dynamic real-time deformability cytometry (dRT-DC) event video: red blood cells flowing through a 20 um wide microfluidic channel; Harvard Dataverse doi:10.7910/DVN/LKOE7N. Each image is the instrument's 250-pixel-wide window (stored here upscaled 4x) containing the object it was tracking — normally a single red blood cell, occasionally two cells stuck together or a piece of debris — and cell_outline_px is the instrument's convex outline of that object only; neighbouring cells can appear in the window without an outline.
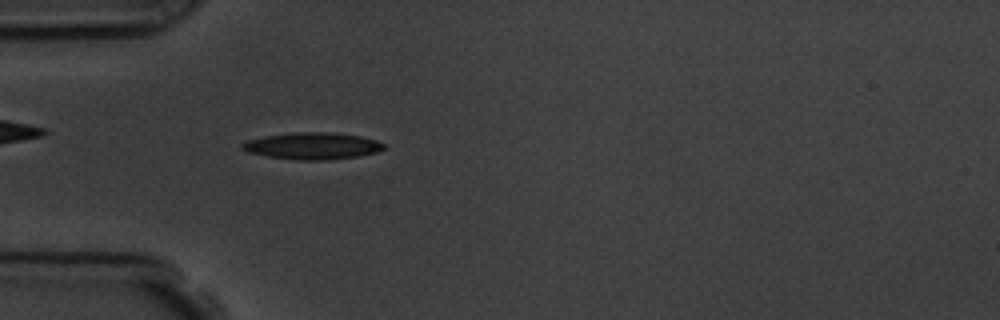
{"species": "common noctule bat (a hibernating species)", "species_latin": "Nyctalus noctula", "temperature_condition": "room temperature", "stored_images_in_passage": 3, "camera_frame_rate_fps": 3000, "um_per_image_px": 0.085, "animal": {"sex": "male", "body_mass_g": 19.5, "forearm_length_mm": 54.6}, "frame": {"image": 1, "passage_image": 3, "time_ms": 2.333, "image_size_px": [1000, 320], "cell_outline_px": [[388, 148], [376, 152], [356, 156], [324, 160], [300, 160], [268, 156], [248, 152], [240, 148], [240, 144], [248, 140], [264, 136], [292, 132], [328, 132], [360, 136], [376, 140], [388, 144]], "centroid_in_image_um": [26.58, 12.39], "position_along_channel_um": 58.4, "area_um2": 22.14}}